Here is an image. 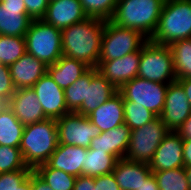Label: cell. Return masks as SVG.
Segmentation results:
<instances>
[{"label": "cell", "mask_w": 191, "mask_h": 190, "mask_svg": "<svg viewBox=\"0 0 191 190\" xmlns=\"http://www.w3.org/2000/svg\"><path fill=\"white\" fill-rule=\"evenodd\" d=\"M105 20L87 17L84 21L61 30L62 55L97 68Z\"/></svg>", "instance_id": "obj_1"}, {"label": "cell", "mask_w": 191, "mask_h": 190, "mask_svg": "<svg viewBox=\"0 0 191 190\" xmlns=\"http://www.w3.org/2000/svg\"><path fill=\"white\" fill-rule=\"evenodd\" d=\"M58 144L56 120L46 119L24 126L19 148L26 166L34 170L47 163Z\"/></svg>", "instance_id": "obj_2"}, {"label": "cell", "mask_w": 191, "mask_h": 190, "mask_svg": "<svg viewBox=\"0 0 191 190\" xmlns=\"http://www.w3.org/2000/svg\"><path fill=\"white\" fill-rule=\"evenodd\" d=\"M165 0H118L110 21L134 29L150 39L156 30Z\"/></svg>", "instance_id": "obj_3"}, {"label": "cell", "mask_w": 191, "mask_h": 190, "mask_svg": "<svg viewBox=\"0 0 191 190\" xmlns=\"http://www.w3.org/2000/svg\"><path fill=\"white\" fill-rule=\"evenodd\" d=\"M191 38V0H165L155 32L149 39L159 45Z\"/></svg>", "instance_id": "obj_4"}, {"label": "cell", "mask_w": 191, "mask_h": 190, "mask_svg": "<svg viewBox=\"0 0 191 190\" xmlns=\"http://www.w3.org/2000/svg\"><path fill=\"white\" fill-rule=\"evenodd\" d=\"M26 53L49 66L62 56V33L42 19L32 20L25 34Z\"/></svg>", "instance_id": "obj_5"}, {"label": "cell", "mask_w": 191, "mask_h": 190, "mask_svg": "<svg viewBox=\"0 0 191 190\" xmlns=\"http://www.w3.org/2000/svg\"><path fill=\"white\" fill-rule=\"evenodd\" d=\"M137 76L163 84L177 80L169 46L159 45L148 40L141 48Z\"/></svg>", "instance_id": "obj_6"}, {"label": "cell", "mask_w": 191, "mask_h": 190, "mask_svg": "<svg viewBox=\"0 0 191 190\" xmlns=\"http://www.w3.org/2000/svg\"><path fill=\"white\" fill-rule=\"evenodd\" d=\"M149 39L141 32L122 28L105 20L99 60H113L138 51Z\"/></svg>", "instance_id": "obj_7"}, {"label": "cell", "mask_w": 191, "mask_h": 190, "mask_svg": "<svg viewBox=\"0 0 191 190\" xmlns=\"http://www.w3.org/2000/svg\"><path fill=\"white\" fill-rule=\"evenodd\" d=\"M168 132V128L159 117L131 130L125 158L133 162L149 164Z\"/></svg>", "instance_id": "obj_8"}, {"label": "cell", "mask_w": 191, "mask_h": 190, "mask_svg": "<svg viewBox=\"0 0 191 190\" xmlns=\"http://www.w3.org/2000/svg\"><path fill=\"white\" fill-rule=\"evenodd\" d=\"M167 87L168 84L137 76L124 84L118 92L123 96V101H132L135 105L144 106L159 117L164 107Z\"/></svg>", "instance_id": "obj_9"}, {"label": "cell", "mask_w": 191, "mask_h": 190, "mask_svg": "<svg viewBox=\"0 0 191 190\" xmlns=\"http://www.w3.org/2000/svg\"><path fill=\"white\" fill-rule=\"evenodd\" d=\"M58 143L89 148L91 141L100 134L99 128L87 116L70 112L56 120Z\"/></svg>", "instance_id": "obj_10"}, {"label": "cell", "mask_w": 191, "mask_h": 190, "mask_svg": "<svg viewBox=\"0 0 191 190\" xmlns=\"http://www.w3.org/2000/svg\"><path fill=\"white\" fill-rule=\"evenodd\" d=\"M190 114L191 107L182 85L177 80L169 83L159 118L169 131H177Z\"/></svg>", "instance_id": "obj_11"}, {"label": "cell", "mask_w": 191, "mask_h": 190, "mask_svg": "<svg viewBox=\"0 0 191 190\" xmlns=\"http://www.w3.org/2000/svg\"><path fill=\"white\" fill-rule=\"evenodd\" d=\"M47 119H59L70 113L67 109L64 89L58 86L46 72L33 86Z\"/></svg>", "instance_id": "obj_12"}, {"label": "cell", "mask_w": 191, "mask_h": 190, "mask_svg": "<svg viewBox=\"0 0 191 190\" xmlns=\"http://www.w3.org/2000/svg\"><path fill=\"white\" fill-rule=\"evenodd\" d=\"M141 49L113 60H99L98 72H100L116 89L137 77Z\"/></svg>", "instance_id": "obj_13"}, {"label": "cell", "mask_w": 191, "mask_h": 190, "mask_svg": "<svg viewBox=\"0 0 191 190\" xmlns=\"http://www.w3.org/2000/svg\"><path fill=\"white\" fill-rule=\"evenodd\" d=\"M32 20L24 0L0 2V35L25 37Z\"/></svg>", "instance_id": "obj_14"}, {"label": "cell", "mask_w": 191, "mask_h": 190, "mask_svg": "<svg viewBox=\"0 0 191 190\" xmlns=\"http://www.w3.org/2000/svg\"><path fill=\"white\" fill-rule=\"evenodd\" d=\"M151 171L184 167L183 139L176 131H169L149 163Z\"/></svg>", "instance_id": "obj_15"}, {"label": "cell", "mask_w": 191, "mask_h": 190, "mask_svg": "<svg viewBox=\"0 0 191 190\" xmlns=\"http://www.w3.org/2000/svg\"><path fill=\"white\" fill-rule=\"evenodd\" d=\"M8 107L24 126L47 119L32 87L15 89Z\"/></svg>", "instance_id": "obj_16"}, {"label": "cell", "mask_w": 191, "mask_h": 190, "mask_svg": "<svg viewBox=\"0 0 191 190\" xmlns=\"http://www.w3.org/2000/svg\"><path fill=\"white\" fill-rule=\"evenodd\" d=\"M87 17L79 0H53L49 2L42 20L62 30Z\"/></svg>", "instance_id": "obj_17"}, {"label": "cell", "mask_w": 191, "mask_h": 190, "mask_svg": "<svg viewBox=\"0 0 191 190\" xmlns=\"http://www.w3.org/2000/svg\"><path fill=\"white\" fill-rule=\"evenodd\" d=\"M117 92L118 89L98 72L97 68H90V83H86L84 101L75 113L87 116Z\"/></svg>", "instance_id": "obj_18"}, {"label": "cell", "mask_w": 191, "mask_h": 190, "mask_svg": "<svg viewBox=\"0 0 191 190\" xmlns=\"http://www.w3.org/2000/svg\"><path fill=\"white\" fill-rule=\"evenodd\" d=\"M8 67L15 89L31 88L47 72V65L28 53Z\"/></svg>", "instance_id": "obj_19"}, {"label": "cell", "mask_w": 191, "mask_h": 190, "mask_svg": "<svg viewBox=\"0 0 191 190\" xmlns=\"http://www.w3.org/2000/svg\"><path fill=\"white\" fill-rule=\"evenodd\" d=\"M87 117L96 125L100 132H106L124 124L123 96L117 92L110 99L102 103Z\"/></svg>", "instance_id": "obj_20"}, {"label": "cell", "mask_w": 191, "mask_h": 190, "mask_svg": "<svg viewBox=\"0 0 191 190\" xmlns=\"http://www.w3.org/2000/svg\"><path fill=\"white\" fill-rule=\"evenodd\" d=\"M88 156V149L80 146L58 144L47 164L54 169L62 170L78 177L82 175V165Z\"/></svg>", "instance_id": "obj_21"}, {"label": "cell", "mask_w": 191, "mask_h": 190, "mask_svg": "<svg viewBox=\"0 0 191 190\" xmlns=\"http://www.w3.org/2000/svg\"><path fill=\"white\" fill-rule=\"evenodd\" d=\"M112 173L120 190H138L153 172L149 164L121 158L118 159Z\"/></svg>", "instance_id": "obj_22"}, {"label": "cell", "mask_w": 191, "mask_h": 190, "mask_svg": "<svg viewBox=\"0 0 191 190\" xmlns=\"http://www.w3.org/2000/svg\"><path fill=\"white\" fill-rule=\"evenodd\" d=\"M131 129L124 123L106 132H100L92 139L90 149L100 150L116 156L118 159L125 158L130 140Z\"/></svg>", "instance_id": "obj_23"}, {"label": "cell", "mask_w": 191, "mask_h": 190, "mask_svg": "<svg viewBox=\"0 0 191 190\" xmlns=\"http://www.w3.org/2000/svg\"><path fill=\"white\" fill-rule=\"evenodd\" d=\"M89 69L85 63L62 55L54 64L47 66V73L58 86L66 89Z\"/></svg>", "instance_id": "obj_24"}, {"label": "cell", "mask_w": 191, "mask_h": 190, "mask_svg": "<svg viewBox=\"0 0 191 190\" xmlns=\"http://www.w3.org/2000/svg\"><path fill=\"white\" fill-rule=\"evenodd\" d=\"M117 161L116 156L88 148V156L84 160V165H82V175L97 177L112 173Z\"/></svg>", "instance_id": "obj_25"}, {"label": "cell", "mask_w": 191, "mask_h": 190, "mask_svg": "<svg viewBox=\"0 0 191 190\" xmlns=\"http://www.w3.org/2000/svg\"><path fill=\"white\" fill-rule=\"evenodd\" d=\"M24 125L7 107L0 112V145L19 148Z\"/></svg>", "instance_id": "obj_26"}, {"label": "cell", "mask_w": 191, "mask_h": 190, "mask_svg": "<svg viewBox=\"0 0 191 190\" xmlns=\"http://www.w3.org/2000/svg\"><path fill=\"white\" fill-rule=\"evenodd\" d=\"M174 62L176 79L191 78V38L168 45Z\"/></svg>", "instance_id": "obj_27"}, {"label": "cell", "mask_w": 191, "mask_h": 190, "mask_svg": "<svg viewBox=\"0 0 191 190\" xmlns=\"http://www.w3.org/2000/svg\"><path fill=\"white\" fill-rule=\"evenodd\" d=\"M52 190H73L76 178L62 170L51 168L47 163L33 170Z\"/></svg>", "instance_id": "obj_28"}, {"label": "cell", "mask_w": 191, "mask_h": 190, "mask_svg": "<svg viewBox=\"0 0 191 190\" xmlns=\"http://www.w3.org/2000/svg\"><path fill=\"white\" fill-rule=\"evenodd\" d=\"M26 53L25 37L0 35V63L9 66Z\"/></svg>", "instance_id": "obj_29"}, {"label": "cell", "mask_w": 191, "mask_h": 190, "mask_svg": "<svg viewBox=\"0 0 191 190\" xmlns=\"http://www.w3.org/2000/svg\"><path fill=\"white\" fill-rule=\"evenodd\" d=\"M152 172L159 190H190L184 167Z\"/></svg>", "instance_id": "obj_30"}, {"label": "cell", "mask_w": 191, "mask_h": 190, "mask_svg": "<svg viewBox=\"0 0 191 190\" xmlns=\"http://www.w3.org/2000/svg\"><path fill=\"white\" fill-rule=\"evenodd\" d=\"M86 83H90V69L83 74L77 81L64 89L65 101L69 112L75 113L82 105Z\"/></svg>", "instance_id": "obj_31"}, {"label": "cell", "mask_w": 191, "mask_h": 190, "mask_svg": "<svg viewBox=\"0 0 191 190\" xmlns=\"http://www.w3.org/2000/svg\"><path fill=\"white\" fill-rule=\"evenodd\" d=\"M157 116L144 108V106L135 105L132 101H124V123L131 129L142 127Z\"/></svg>", "instance_id": "obj_32"}, {"label": "cell", "mask_w": 191, "mask_h": 190, "mask_svg": "<svg viewBox=\"0 0 191 190\" xmlns=\"http://www.w3.org/2000/svg\"><path fill=\"white\" fill-rule=\"evenodd\" d=\"M88 17L110 20L118 0H79Z\"/></svg>", "instance_id": "obj_33"}, {"label": "cell", "mask_w": 191, "mask_h": 190, "mask_svg": "<svg viewBox=\"0 0 191 190\" xmlns=\"http://www.w3.org/2000/svg\"><path fill=\"white\" fill-rule=\"evenodd\" d=\"M31 169L24 163L20 148L0 145V173Z\"/></svg>", "instance_id": "obj_34"}, {"label": "cell", "mask_w": 191, "mask_h": 190, "mask_svg": "<svg viewBox=\"0 0 191 190\" xmlns=\"http://www.w3.org/2000/svg\"><path fill=\"white\" fill-rule=\"evenodd\" d=\"M32 169L0 173V190H16L30 175Z\"/></svg>", "instance_id": "obj_35"}, {"label": "cell", "mask_w": 191, "mask_h": 190, "mask_svg": "<svg viewBox=\"0 0 191 190\" xmlns=\"http://www.w3.org/2000/svg\"><path fill=\"white\" fill-rule=\"evenodd\" d=\"M15 92V87L9 72V67L0 64V97L9 101Z\"/></svg>", "instance_id": "obj_36"}, {"label": "cell", "mask_w": 191, "mask_h": 190, "mask_svg": "<svg viewBox=\"0 0 191 190\" xmlns=\"http://www.w3.org/2000/svg\"><path fill=\"white\" fill-rule=\"evenodd\" d=\"M27 14L33 20H40L44 17L49 0H24Z\"/></svg>", "instance_id": "obj_37"}, {"label": "cell", "mask_w": 191, "mask_h": 190, "mask_svg": "<svg viewBox=\"0 0 191 190\" xmlns=\"http://www.w3.org/2000/svg\"><path fill=\"white\" fill-rule=\"evenodd\" d=\"M95 190H120L113 173L94 177Z\"/></svg>", "instance_id": "obj_38"}, {"label": "cell", "mask_w": 191, "mask_h": 190, "mask_svg": "<svg viewBox=\"0 0 191 190\" xmlns=\"http://www.w3.org/2000/svg\"><path fill=\"white\" fill-rule=\"evenodd\" d=\"M73 190H95L94 177L85 175L78 176Z\"/></svg>", "instance_id": "obj_39"}, {"label": "cell", "mask_w": 191, "mask_h": 190, "mask_svg": "<svg viewBox=\"0 0 191 190\" xmlns=\"http://www.w3.org/2000/svg\"><path fill=\"white\" fill-rule=\"evenodd\" d=\"M32 190H52L33 170L31 171Z\"/></svg>", "instance_id": "obj_40"}, {"label": "cell", "mask_w": 191, "mask_h": 190, "mask_svg": "<svg viewBox=\"0 0 191 190\" xmlns=\"http://www.w3.org/2000/svg\"><path fill=\"white\" fill-rule=\"evenodd\" d=\"M183 140H191V114L176 131Z\"/></svg>", "instance_id": "obj_41"}, {"label": "cell", "mask_w": 191, "mask_h": 190, "mask_svg": "<svg viewBox=\"0 0 191 190\" xmlns=\"http://www.w3.org/2000/svg\"><path fill=\"white\" fill-rule=\"evenodd\" d=\"M184 166H191V140H183Z\"/></svg>", "instance_id": "obj_42"}, {"label": "cell", "mask_w": 191, "mask_h": 190, "mask_svg": "<svg viewBox=\"0 0 191 190\" xmlns=\"http://www.w3.org/2000/svg\"><path fill=\"white\" fill-rule=\"evenodd\" d=\"M138 190H159L157 180L153 173L142 183Z\"/></svg>", "instance_id": "obj_43"}, {"label": "cell", "mask_w": 191, "mask_h": 190, "mask_svg": "<svg viewBox=\"0 0 191 190\" xmlns=\"http://www.w3.org/2000/svg\"><path fill=\"white\" fill-rule=\"evenodd\" d=\"M177 81L182 85L191 107V78L177 79Z\"/></svg>", "instance_id": "obj_44"}, {"label": "cell", "mask_w": 191, "mask_h": 190, "mask_svg": "<svg viewBox=\"0 0 191 190\" xmlns=\"http://www.w3.org/2000/svg\"><path fill=\"white\" fill-rule=\"evenodd\" d=\"M16 190H32L31 173L29 177Z\"/></svg>", "instance_id": "obj_45"}, {"label": "cell", "mask_w": 191, "mask_h": 190, "mask_svg": "<svg viewBox=\"0 0 191 190\" xmlns=\"http://www.w3.org/2000/svg\"><path fill=\"white\" fill-rule=\"evenodd\" d=\"M9 106V101L0 97V112L4 111Z\"/></svg>", "instance_id": "obj_46"}, {"label": "cell", "mask_w": 191, "mask_h": 190, "mask_svg": "<svg viewBox=\"0 0 191 190\" xmlns=\"http://www.w3.org/2000/svg\"><path fill=\"white\" fill-rule=\"evenodd\" d=\"M184 170L187 176V181L191 190V166H184Z\"/></svg>", "instance_id": "obj_47"}]
</instances>
